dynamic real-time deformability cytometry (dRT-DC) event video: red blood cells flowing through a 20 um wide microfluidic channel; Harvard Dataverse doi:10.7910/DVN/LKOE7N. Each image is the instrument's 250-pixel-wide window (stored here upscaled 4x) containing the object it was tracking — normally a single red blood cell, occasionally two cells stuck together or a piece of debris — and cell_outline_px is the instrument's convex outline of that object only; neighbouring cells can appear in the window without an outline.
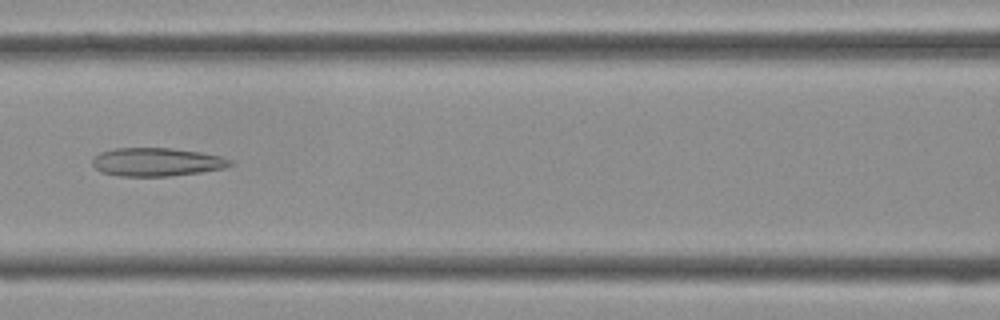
{"species": "Egyptian fruit bat (a non-hibernating species)", "species_latin": "Rousettus aegyptiacus", "temperature_condition": "cold", "stored_images_in_passage": 41, "camera_frame_rate_fps": 3000, "um_per_image_px": 0.085, "frame": {"image": 1, "passage_image": 18, "time_ms": 5.667, "image_size_px": [1000, 320], "cell_outline_px": [[236, 164], [224, 168], [200, 172], [168, 176], [120, 176], [100, 172], [92, 164], [92, 160], [100, 152], [112, 148], [172, 148], [200, 152], [220, 156], [232, 160]], "centroid_in_image_um": [13.33, 13.77], "position_along_channel_um": 153.3, "area_um2": 22.83}}
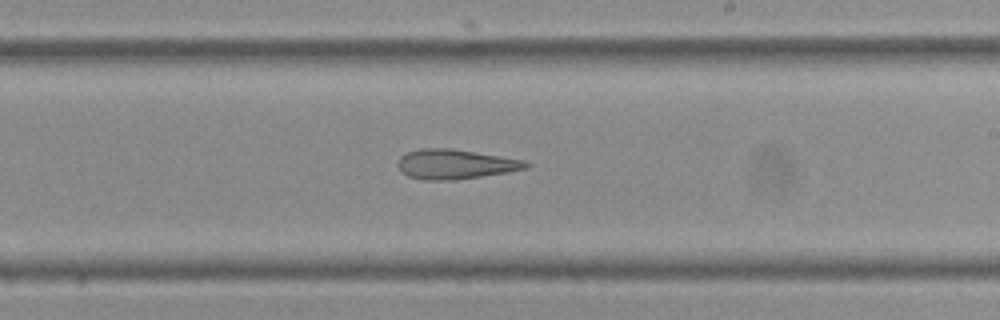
{"frame": {"image": 2, "passage_image": 24, "time_ms": 7.667, "image_size_px": [1000, 320], "cell_outline_px": [[532, 164], [528, 168], [508, 172], [456, 180], [424, 180], [408, 176], [400, 172], [396, 164], [400, 156], [408, 152], [420, 148], [452, 148], [524, 160]], "centroid_in_image_um": [38.67, 13.96], "position_along_channel_um": 250.3, "area_um2": 22.37}}
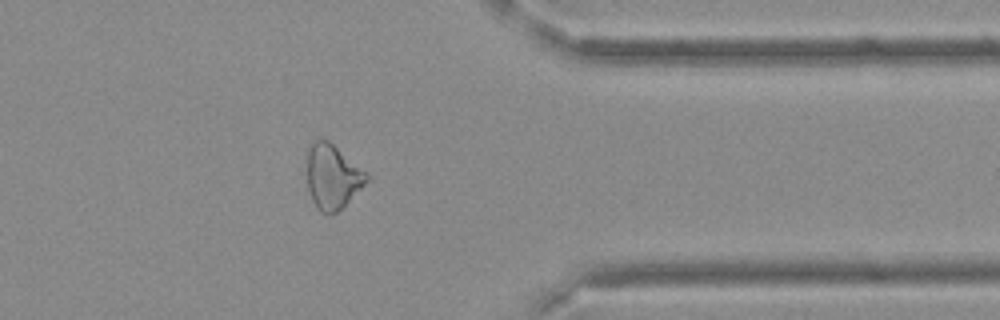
{"frame": {"image": 3, "passage_image": 33, "time_ms": 10.667, "image_size_px": [1000, 320], "cell_outline_px": [[372, 180], [344, 208], [336, 212], [320, 212], [316, 208], [312, 200], [308, 188], [308, 152], [312, 144], [316, 140], [328, 140], [368, 172], [372, 176]], "centroid_in_image_um": [28.36, 15.06], "position_along_channel_um": 383.0, "area_um2": 22.83}}